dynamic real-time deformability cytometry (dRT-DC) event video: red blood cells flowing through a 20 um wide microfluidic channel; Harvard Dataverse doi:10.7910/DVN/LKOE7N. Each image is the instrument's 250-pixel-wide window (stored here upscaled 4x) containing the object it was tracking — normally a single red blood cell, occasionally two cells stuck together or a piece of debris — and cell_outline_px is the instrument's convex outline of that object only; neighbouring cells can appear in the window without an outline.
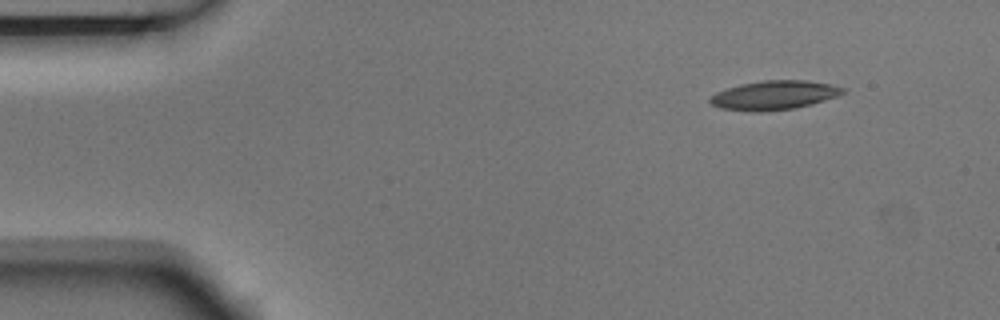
{"species": "Egyptian fruit bat (a non-hibernating species)", "species_latin": "Rousettus aegyptiacus", "temperature_condition": "room temperature", "stored_images_in_passage": 4, "camera_frame_rate_fps": 3000, "um_per_image_px": 0.085, "animal": {"sex": "male"}, "frame": {"image": 1, "passage_image": 1, "time_ms": 0.0, "image_size_px": [1000, 320], "cell_outline_px": [[848, 88], [844, 92], [836, 96], [812, 104], [796, 108], [760, 112], [756, 112], [720, 108], [712, 104], [708, 100], [708, 96], [716, 92], [740, 84], [764, 80], [808, 80], [832, 84]], "centroid_in_image_um": [65.81, 8.08], "position_along_channel_um": 19.2, "area_um2": 22.66}}
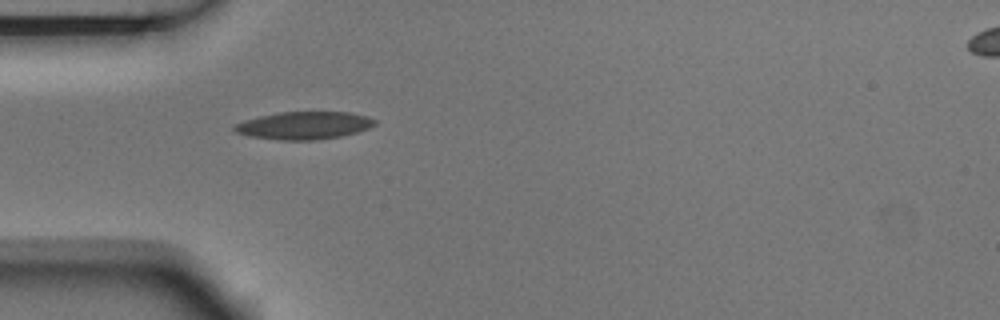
{"frame": {"image": 2, "passage_image": 4, "time_ms": 1.0, "image_size_px": [1000, 320], "cell_outline_px": [[376, 124], [368, 128], [356, 132], [340, 136], [312, 140], [280, 140], [248, 136], [236, 132], [232, 128], [232, 124], [244, 120], [260, 116], [280, 112], [348, 112], [368, 116], [376, 120]], "centroid_in_image_um": [25.81, 10.66], "position_along_channel_um": 59.2, "area_um2": 22.6}}